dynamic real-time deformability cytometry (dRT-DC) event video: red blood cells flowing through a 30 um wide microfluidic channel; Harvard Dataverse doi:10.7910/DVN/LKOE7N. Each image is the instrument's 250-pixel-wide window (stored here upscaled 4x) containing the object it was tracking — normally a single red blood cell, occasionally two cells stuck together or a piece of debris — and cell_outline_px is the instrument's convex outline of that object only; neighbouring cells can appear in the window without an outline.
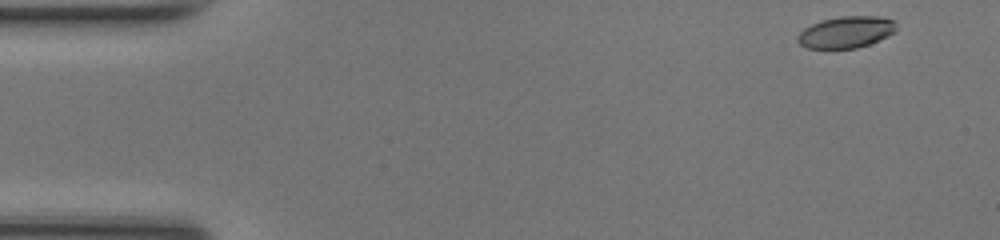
{"species": "common noctule bat (a hibernating species)", "species_latin": "Nyctalus noctula", "temperature_condition": "room temperature", "stored_images_in_passage": 47, "camera_frame_rate_fps": 3000, "um_per_image_px": 0.085, "animal": {"sex": "female", "body_mass_g": 17.0, "forearm_length_mm": 48.0}, "frame": {"image": 1, "passage_image": 1, "time_ms": 0.0, "image_size_px": [1000, 240], "cell_outline_px": [[896, 32], [888, 36], [868, 44], [856, 48], [808, 48], [800, 44], [796, 40], [796, 36], [804, 28], [812, 24], [824, 20], [840, 16], [876, 16], [896, 20]], "centroid_in_image_um": [71.93, 2.72], "position_along_channel_um": 13.1, "area_um2": 18.15}}
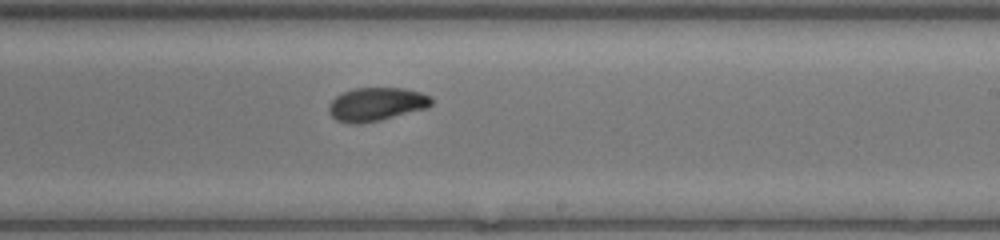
{"frame": {"image": 2, "passage_image": 27, "time_ms": 8.667, "image_size_px": [1000, 240], "cell_outline_px": [[432, 104], [428, 108], [380, 120], [360, 124], [348, 124], [336, 120], [328, 112], [328, 104], [336, 96], [352, 88], [404, 88], [420, 92], [432, 96]], "centroid_in_image_um": [31.98, 8.86], "position_along_channel_um": 257.0, "area_um2": 20.23}}
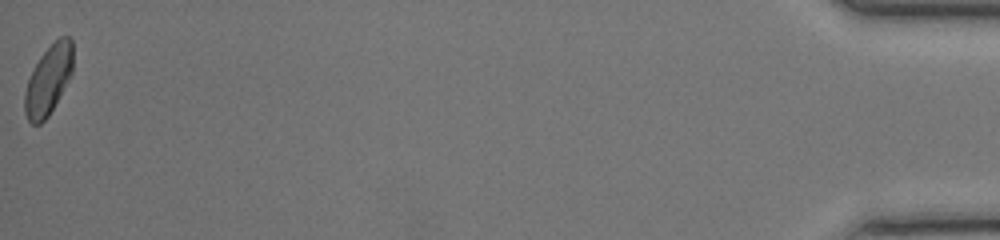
{"frame": {"image": 3, "passage_image": 47, "time_ms": 15.333, "image_size_px": [1000, 240], "cell_outline_px": [[72, 72], [68, 80], [48, 116], [40, 124], [32, 124], [28, 120], [24, 112], [24, 92], [28, 80], [40, 56], [60, 36], [68, 36], [72, 40]], "centroid_in_image_um": [4.1, 6.81], "position_along_channel_um": 431.1, "area_um2": 19.13}, "authors_computed_cell_mechanics": {"area_um2": 19.363, "velocity_mm_per_s": 4.2169, "shape_relaxation_time_tau1_ms": 3.213, "shape_relaxation_time_tau2_ms": 3.2393, "deformation_change_tau1": 0.109, "deformation_change_tau2": 0.0764}}